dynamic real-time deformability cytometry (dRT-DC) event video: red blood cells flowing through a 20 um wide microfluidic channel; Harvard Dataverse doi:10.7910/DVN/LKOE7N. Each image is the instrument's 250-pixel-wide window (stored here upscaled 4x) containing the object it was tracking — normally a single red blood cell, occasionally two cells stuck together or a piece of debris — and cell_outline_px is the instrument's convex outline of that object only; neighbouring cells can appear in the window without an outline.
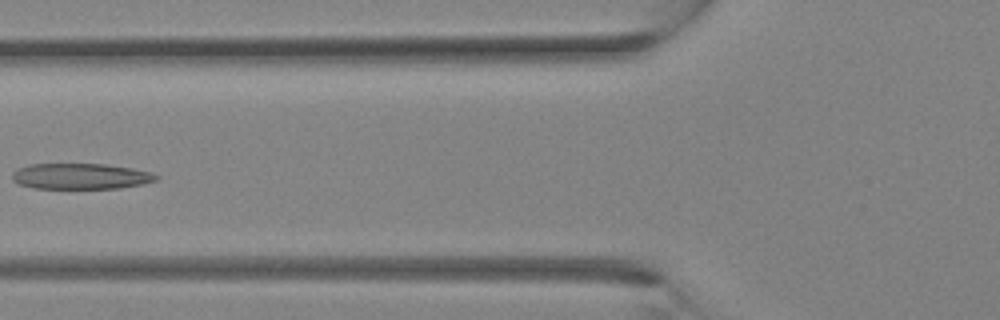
{"species": "Egyptian fruit bat (a non-hibernating species)", "species_latin": "Rousettus aegyptiacus", "temperature_condition": "room temperature", "stored_images_in_passage": 30, "camera_frame_rate_fps": 3000, "um_per_image_px": 0.085, "animal": {"sex": "female"}, "frame": {"image": 1, "passage_image": 9, "time_ms": 2.667, "image_size_px": [1000, 320], "cell_outline_px": [[160, 176], [156, 180], [144, 184], [120, 188], [32, 188], [20, 184], [12, 180], [12, 172], [16, 168], [28, 164], [104, 164], [132, 168], [152, 172]], "centroid_in_image_um": [6.85, 14.98], "position_along_channel_um": 118.9, "area_um2": 21.79}}
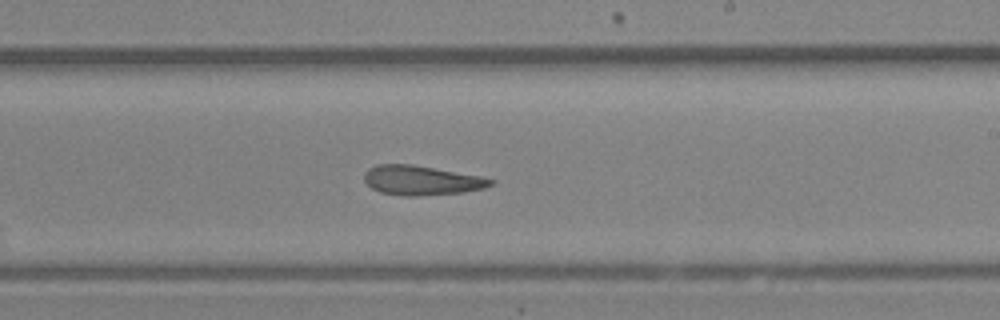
{"frame": {"image": 2, "passage_image": 16, "time_ms": 5.0, "image_size_px": [1000, 320], "cell_outline_px": [[496, 180], [492, 184], [484, 188], [464, 192], [416, 196], [404, 196], [380, 192], [372, 188], [364, 180], [364, 172], [368, 168], [376, 164], [412, 164], [480, 176]], "centroid_in_image_um": [35.8, 15.32], "position_along_channel_um": 253.2, "area_um2": 21.73}}
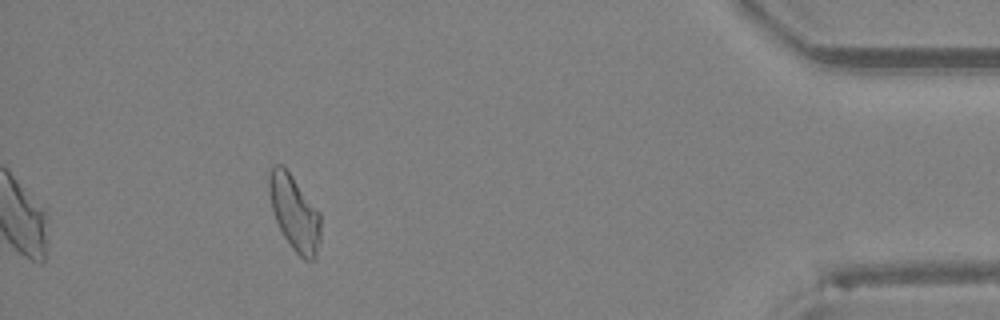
{"frame": {"image": 3, "passage_image": 27, "time_ms": 8.667, "image_size_px": [1000, 320], "cell_outline_px": [[320, 240], [316, 256], [312, 260], [304, 260], [292, 248], [284, 236], [276, 220], [272, 208], [268, 192], [268, 172], [272, 164], [284, 164], [320, 212]], "centroid_in_image_um": [25.01, 18.03], "position_along_channel_um": 410.2, "area_um2": 22.83}}